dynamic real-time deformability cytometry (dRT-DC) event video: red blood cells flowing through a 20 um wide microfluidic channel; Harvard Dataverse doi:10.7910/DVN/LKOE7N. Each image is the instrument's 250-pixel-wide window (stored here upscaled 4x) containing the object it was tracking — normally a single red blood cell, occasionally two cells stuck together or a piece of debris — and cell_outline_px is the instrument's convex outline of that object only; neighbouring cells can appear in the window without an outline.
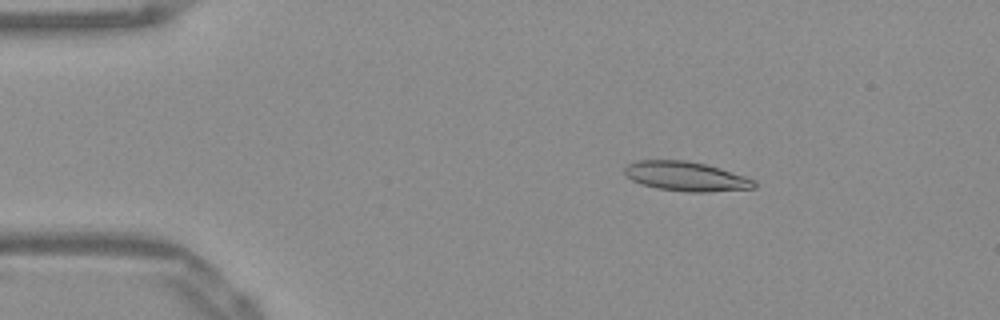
{"species": "Egyptian fruit bat (a non-hibernating species)", "species_latin": "Rousettus aegyptiacus", "temperature_condition": "warm", "stored_images_in_passage": 51, "camera_frame_rate_fps": 3000, "um_per_image_px": 0.085, "frame": {"image": 1, "passage_image": 8, "time_ms": 2.333, "image_size_px": [1000, 320], "cell_outline_px": [[756, 188], [704, 192], [688, 192], [656, 188], [632, 180], [624, 172], [624, 168], [628, 164], [636, 160], [684, 160], [704, 164], [720, 168], [756, 180]], "centroid_in_image_um": [58.32, 14.99], "position_along_channel_um": 26.7, "area_um2": 22.08}}
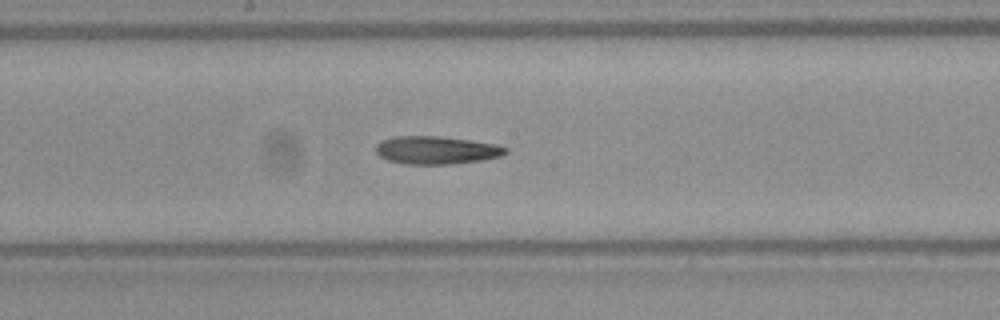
{"frame": {"image": 2, "passage_image": 27, "time_ms": 8.667, "image_size_px": [1000, 320], "cell_outline_px": [[508, 152], [500, 156], [480, 160], [448, 164], [404, 164], [388, 160], [380, 156], [376, 152], [376, 144], [380, 140], [392, 136], [440, 136], [496, 144], [508, 148]], "centroid_in_image_um": [37.05, 12.75], "position_along_channel_um": 211.2, "area_um2": 21.1}}
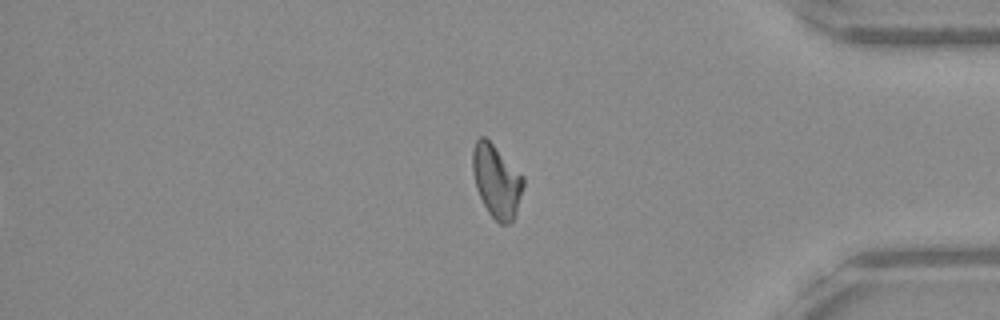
{"frame": {"image": 3, "passage_image": 43, "time_ms": 14.0, "image_size_px": [1000, 320], "cell_outline_px": [[524, 184], [516, 216], [508, 224], [500, 224], [488, 212], [476, 188], [472, 172], [472, 148], [476, 140], [480, 136], [484, 136], [524, 176]], "centroid_in_image_um": [42.2, 15.4], "position_along_channel_um": 393.0, "area_um2": 21.5}}